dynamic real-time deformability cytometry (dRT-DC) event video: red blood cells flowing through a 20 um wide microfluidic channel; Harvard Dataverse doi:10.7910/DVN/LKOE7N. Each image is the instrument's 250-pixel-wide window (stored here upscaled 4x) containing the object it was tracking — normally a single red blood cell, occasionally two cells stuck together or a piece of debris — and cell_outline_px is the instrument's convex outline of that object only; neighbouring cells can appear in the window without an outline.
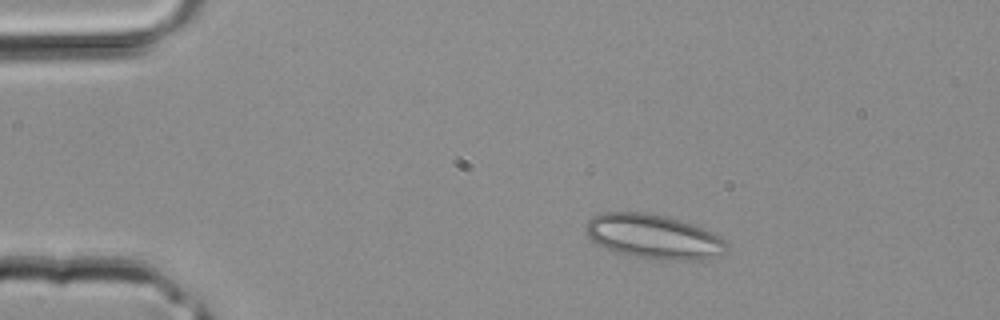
{"species": "common noctule bat (a hibernating species)", "species_latin": "Nyctalus noctula", "temperature_condition": "room temperature", "stored_images_in_passage": 2, "camera_frame_rate_fps": 3000, "um_per_image_px": 0.085, "animal": {"sex": "male", "body_mass_g": 20.4}, "frame": {"image": 1, "passage_image": 1, "time_ms": 0.0, "image_size_px": [1000, 320], "cell_outline_px": [[728, 248], [724, 252], [716, 256], [696, 260], [660, 260], [636, 256], [616, 252], [596, 244], [584, 232], [584, 228], [588, 220], [592, 216], [604, 212], [648, 212], [668, 216], [704, 228], [712, 232], [724, 240], [728, 244]], "centroid_in_image_um": [55.53, 20.1], "position_along_channel_um": 29.5, "area_um2": 36.59}}